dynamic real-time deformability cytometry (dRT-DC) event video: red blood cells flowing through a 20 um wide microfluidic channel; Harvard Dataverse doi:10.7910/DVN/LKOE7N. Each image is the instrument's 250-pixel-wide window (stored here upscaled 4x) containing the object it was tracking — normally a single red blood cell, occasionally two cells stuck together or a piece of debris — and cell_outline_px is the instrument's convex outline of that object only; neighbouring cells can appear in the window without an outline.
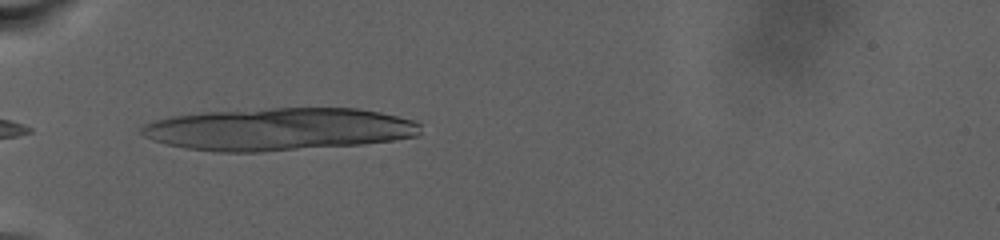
{"species": "human", "species_latin": "Homo sapiens", "temperature_condition": "warm", "stored_images_in_passage": 7, "camera_frame_rate_fps": 3000, "um_per_image_px": 0.085, "donor": {"sex": "male"}, "frame": {"image": 1, "passage_image": 1, "time_ms": 0.0, "image_size_px": [1000, 240], "cell_outline_px": [[420, 132], [416, 136], [392, 140], [360, 144], [260, 152], [216, 152], [188, 148], [168, 144], [152, 140], [144, 136], [140, 132], [140, 128], [144, 124], [156, 120], [172, 116], [200, 112], [272, 108], [356, 108], [380, 112], [412, 120], [420, 124]], "centroid_in_image_um": [23.66, 10.98], "position_along_channel_um": 61.3, "area_um2": 68.96}}